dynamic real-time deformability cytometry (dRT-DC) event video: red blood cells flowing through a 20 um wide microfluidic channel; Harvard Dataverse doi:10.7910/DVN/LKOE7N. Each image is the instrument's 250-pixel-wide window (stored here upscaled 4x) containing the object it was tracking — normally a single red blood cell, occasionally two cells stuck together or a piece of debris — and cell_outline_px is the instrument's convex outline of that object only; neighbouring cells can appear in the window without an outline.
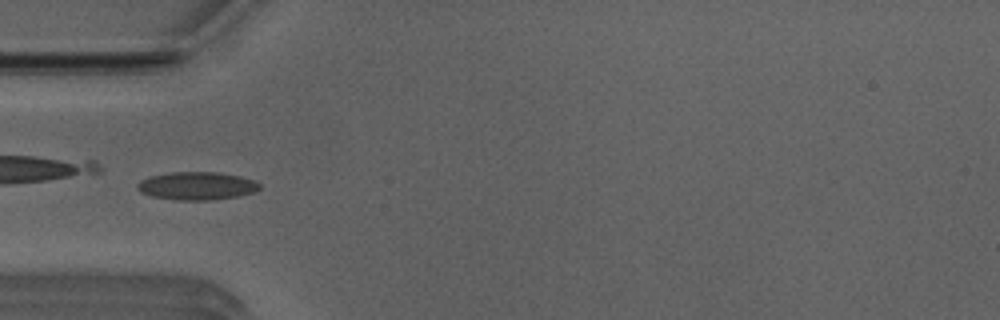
{"species": "Egyptian fruit bat (a non-hibernating species)", "species_latin": "Rousettus aegyptiacus", "temperature_condition": "room temperature", "stored_images_in_passage": 51, "camera_frame_rate_fps": 3000, "um_per_image_px": 0.085, "animal": {"sex": "male"}, "frame": {"image": 1, "passage_image": 15, "time_ms": 4.667, "image_size_px": [1000, 320], "cell_outline_px": [[260, 188], [256, 192], [216, 200], [176, 200], [152, 196], [140, 192], [136, 188], [136, 184], [140, 180], [148, 176], [172, 172], [216, 172], [240, 176], [256, 180], [260, 184]], "centroid_in_image_um": [16.73, 15.8], "position_along_channel_um": 68.3, "area_um2": 20.17}}
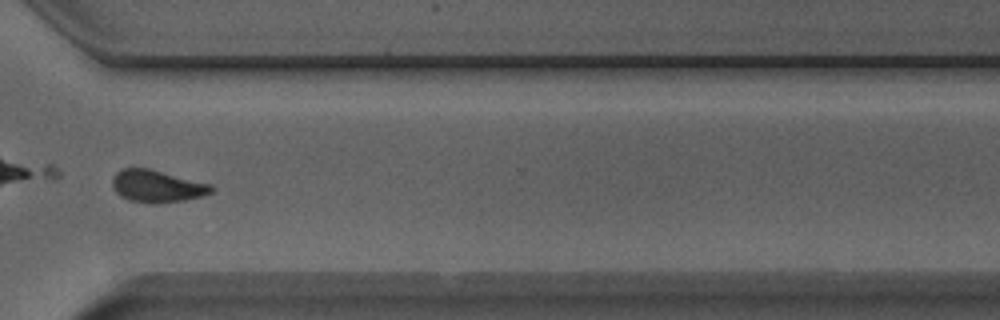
{"frame": {"image": 2, "passage_image": 37, "time_ms": 12.0, "image_size_px": [1000, 320], "cell_outline_px": [[212, 192], [204, 196], [184, 200], [156, 204], [152, 204], [128, 200], [120, 196], [116, 192], [112, 184], [112, 180], [116, 172], [120, 168], [148, 168], [212, 184]], "centroid_in_image_um": [13.34, 15.83], "position_along_channel_um": 357.3, "area_um2": 18.73}}
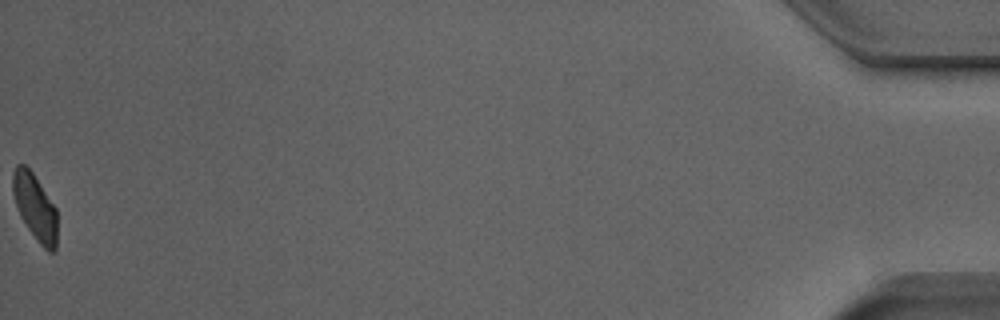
{"frame": {"image": 3, "passage_image": 51, "time_ms": 16.667, "image_size_px": [1000, 320], "cell_outline_px": [[56, 248], [52, 252], [48, 252], [40, 244], [28, 228], [20, 216], [12, 192], [12, 172], [16, 164], [24, 164], [32, 172], [56, 208]], "centroid_in_image_um": [2.95, 17.58], "position_along_channel_um": 432.2, "area_um2": 16.94}, "authors_computed_cell_mechanics": {"area_um2": 18.3804, "velocity_mm_per_s": 3.9444, "shape_relaxation_time_tau1_ms": 8.1719, "shape_relaxation_time_tau2_ms": 1.5267, "deformation_change_tau1": 0.1636, "deformation_change_tau2": 0.0659}}